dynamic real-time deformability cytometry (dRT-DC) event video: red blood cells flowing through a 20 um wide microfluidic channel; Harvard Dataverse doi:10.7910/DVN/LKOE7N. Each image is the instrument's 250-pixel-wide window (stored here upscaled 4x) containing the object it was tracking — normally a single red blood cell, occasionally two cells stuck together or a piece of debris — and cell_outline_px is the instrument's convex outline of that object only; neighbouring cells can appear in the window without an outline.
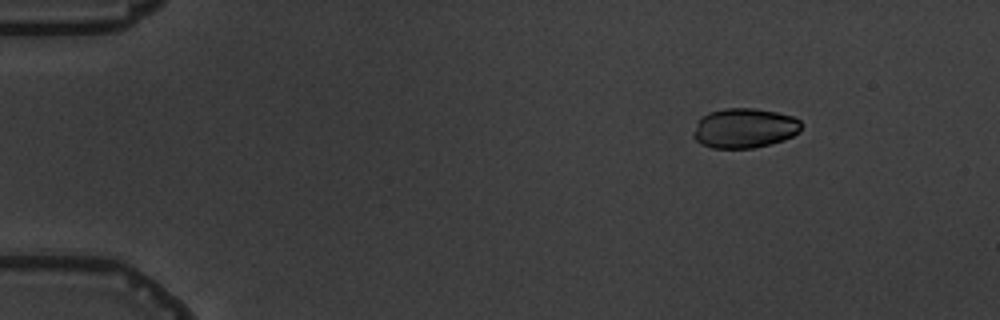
{"species": "common noctule bat (a hibernating species)", "species_latin": "Nyctalus noctula", "temperature_condition": "warm", "stored_images_in_passage": 4, "camera_frame_rate_fps": 3000, "um_per_image_px": 0.085, "animal": {"sex": "male", "body_mass_g": 19.5, "forearm_length_mm": 54.6}, "frame": {"image": 1, "passage_image": 1, "time_ms": 0.0, "image_size_px": [1000, 320], "cell_outline_px": [[800, 132], [784, 140], [752, 148], [712, 148], [700, 144], [692, 136], [692, 132], [700, 116], [708, 112], [724, 108], [752, 108], [776, 112], [792, 116], [800, 120]], "centroid_in_image_um": [63.23, 10.89], "position_along_channel_um": 21.8, "area_um2": 25.14}}
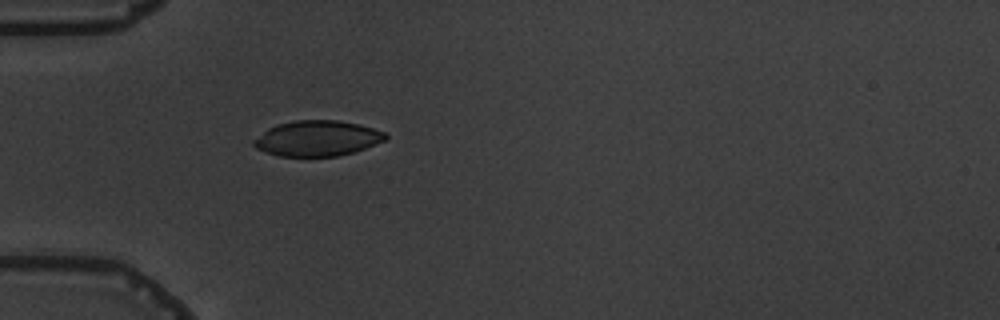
{"frame": {"image": 2, "passage_image": 4, "time_ms": 3.333, "image_size_px": [1000, 320], "cell_outline_px": [[388, 140], [352, 152], [336, 156], [280, 156], [256, 148], [252, 144], [252, 140], [268, 128], [276, 124], [296, 120], [336, 120], [360, 124], [384, 132], [388, 136]], "centroid_in_image_um": [26.97, 11.75], "position_along_channel_um": 58.0, "area_um2": 27.17}}